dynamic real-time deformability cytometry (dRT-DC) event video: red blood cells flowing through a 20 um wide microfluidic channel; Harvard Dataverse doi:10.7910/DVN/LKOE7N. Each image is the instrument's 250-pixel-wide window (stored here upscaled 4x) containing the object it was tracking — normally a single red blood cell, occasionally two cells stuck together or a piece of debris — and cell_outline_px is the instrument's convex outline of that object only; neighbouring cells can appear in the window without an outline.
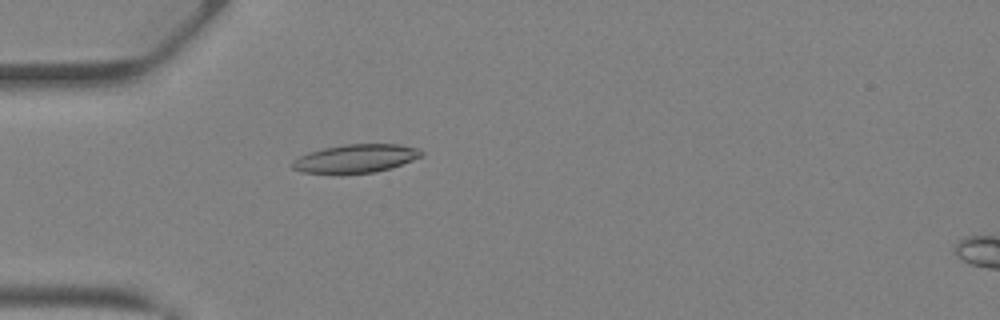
{"species": "Egyptian fruit bat (a non-hibernating species)", "species_latin": "Rousettus aegyptiacus", "temperature_condition": "warm", "stored_images_in_passage": 30, "camera_frame_rate_fps": 3000, "um_per_image_px": 0.085, "animal": {"sex": "female"}, "frame": {"image": 1, "passage_image": 1, "time_ms": 0.0, "image_size_px": [1000, 320], "cell_outline_px": [[424, 156], [392, 168], [376, 172], [340, 176], [304, 172], [292, 168], [292, 160], [300, 156], [324, 148], [348, 144], [396, 144], [420, 148], [424, 152]], "centroid_in_image_um": [30.27, 13.51], "position_along_channel_um": 54.7, "area_um2": 21.96}}
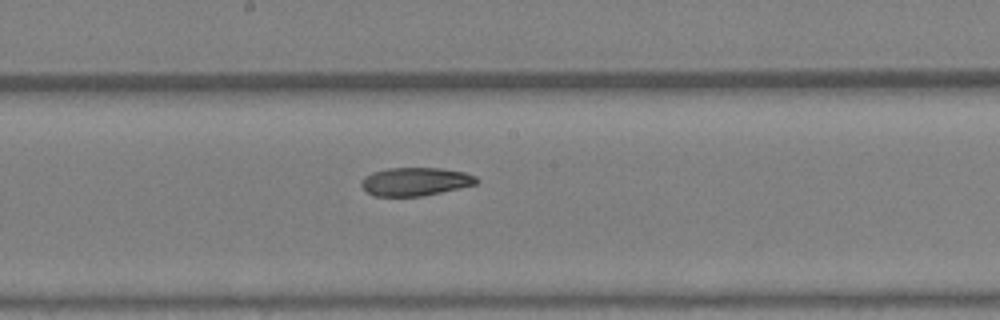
{"frame": {"image": 2, "passage_image": 11, "time_ms": 3.333, "image_size_px": [1000, 320], "cell_outline_px": [[480, 180], [476, 184], [440, 192], [420, 196], [372, 196], [360, 184], [364, 176], [372, 172], [388, 168], [440, 168], [464, 172], [476, 176]], "centroid_in_image_um": [35.29, 15.43], "position_along_channel_um": 212.9, "area_um2": 18.9}}
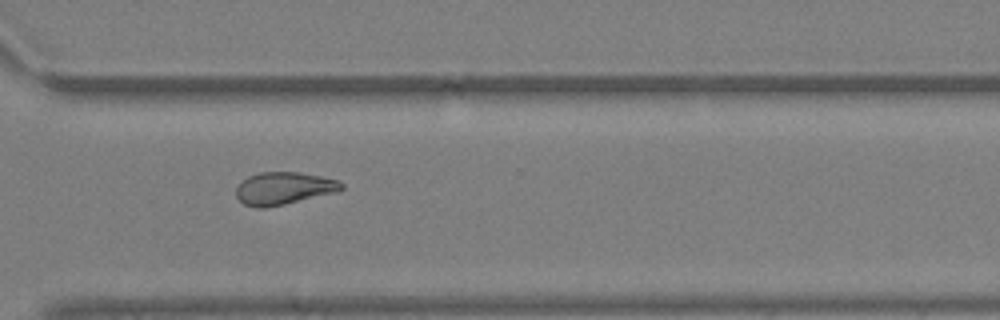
{"frame": {"image": 3, "passage_image": 19, "time_ms": 6.0, "image_size_px": [1000, 320], "cell_outline_px": [[344, 188], [336, 192], [284, 204], [264, 208], [256, 208], [244, 204], [236, 196], [236, 188], [248, 176], [260, 172], [300, 172], [320, 176], [336, 180], [344, 184]], "centroid_in_image_um": [24.11, 16.01], "position_along_channel_um": 346.5, "area_um2": 19.77}}